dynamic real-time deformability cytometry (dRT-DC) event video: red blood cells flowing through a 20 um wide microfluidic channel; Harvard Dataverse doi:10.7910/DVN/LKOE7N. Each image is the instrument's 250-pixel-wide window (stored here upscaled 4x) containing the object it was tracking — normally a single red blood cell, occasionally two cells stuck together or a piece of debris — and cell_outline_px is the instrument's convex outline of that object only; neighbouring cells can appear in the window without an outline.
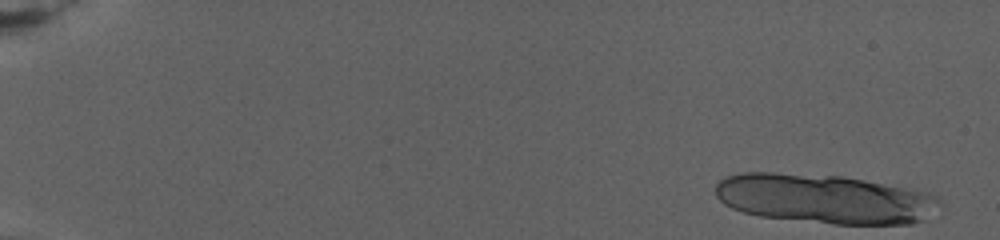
{"species": "human", "species_latin": "Homo sapiens", "temperature_condition": "warm", "stored_images_in_passage": 24, "camera_frame_rate_fps": 3000, "um_per_image_px": 0.085, "donor": {"sex": "female"}, "frame": {"image": 1, "passage_image": 1, "time_ms": 0.0, "image_size_px": [1000, 240], "cell_outline_px": [[940, 204], [924, 220], [912, 224], [832, 224], [760, 216], [744, 212], [732, 208], [724, 204], [716, 196], [716, 184], [724, 176], [740, 172], [772, 172], [840, 176], [864, 180], [928, 192], [936, 196], [940, 200]], "centroid_in_image_um": [70.06, 16.89], "position_along_channel_um": 14.9, "area_um2": 64.5}}